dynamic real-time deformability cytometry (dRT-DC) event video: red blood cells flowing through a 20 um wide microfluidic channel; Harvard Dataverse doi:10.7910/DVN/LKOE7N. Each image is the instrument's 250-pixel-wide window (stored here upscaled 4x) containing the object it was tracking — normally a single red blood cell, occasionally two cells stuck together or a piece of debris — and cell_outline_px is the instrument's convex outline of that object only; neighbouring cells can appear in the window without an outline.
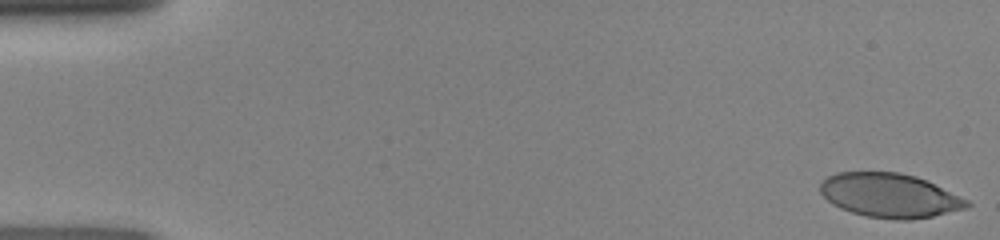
{"species": "human", "species_latin": "Homo sapiens", "temperature_condition": "room temperature", "stored_images_in_passage": 45, "camera_frame_rate_fps": 3000, "um_per_image_px": 0.085, "donor": {"sex": "female"}, "frame": {"image": 1, "passage_image": 1, "time_ms": 0.0, "image_size_px": [1000, 240], "cell_outline_px": [[972, 204], [968, 208], [932, 216], [912, 220], [896, 220], [864, 216], [840, 208], [832, 204], [820, 192], [820, 184], [828, 176], [836, 172], [900, 172], [916, 176], [968, 200]], "centroid_in_image_um": [75.61, 16.62], "position_along_channel_um": 9.4, "area_um2": 37.69}}
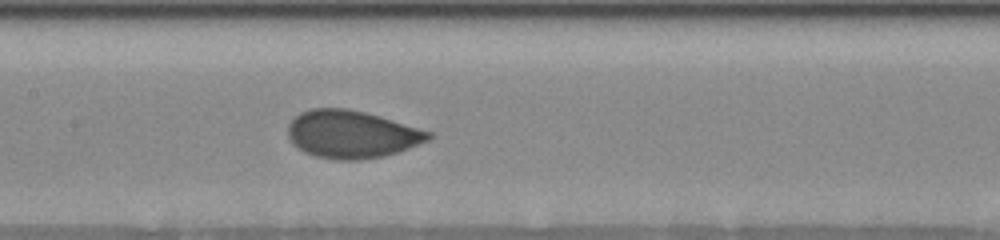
{"frame": {"image": 2, "passage_image": 23, "time_ms": 7.333, "image_size_px": [1000, 240], "cell_outline_px": [[436, 136], [428, 140], [408, 148], [384, 156], [360, 160], [336, 160], [316, 156], [304, 152], [292, 144], [288, 136], [288, 124], [300, 112], [312, 108], [348, 108], [380, 116], [432, 132]], "centroid_in_image_um": [29.88, 11.41], "position_along_channel_um": 177.5, "area_um2": 39.13}}
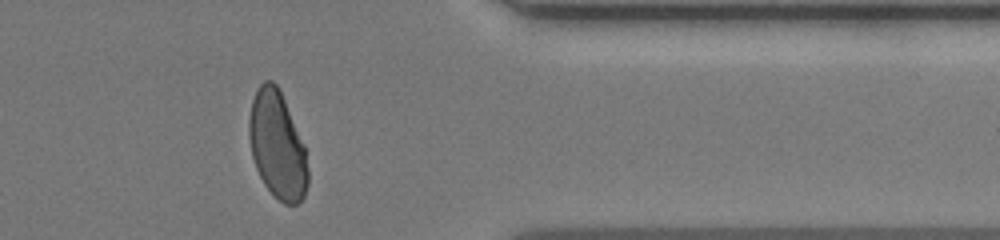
{"frame": {"image": 3, "passage_image": 39, "time_ms": 12.667, "image_size_px": [1000, 240], "cell_outline_px": [[308, 184], [304, 196], [296, 204], [284, 204], [264, 184], [256, 168], [252, 156], [248, 136], [248, 120], [252, 100], [260, 84], [264, 80], [272, 80], [276, 84], [284, 100], [304, 144], [308, 168]], "centroid_in_image_um": [23.56, 12.34], "position_along_channel_um": 387.8, "area_um2": 36.53}}